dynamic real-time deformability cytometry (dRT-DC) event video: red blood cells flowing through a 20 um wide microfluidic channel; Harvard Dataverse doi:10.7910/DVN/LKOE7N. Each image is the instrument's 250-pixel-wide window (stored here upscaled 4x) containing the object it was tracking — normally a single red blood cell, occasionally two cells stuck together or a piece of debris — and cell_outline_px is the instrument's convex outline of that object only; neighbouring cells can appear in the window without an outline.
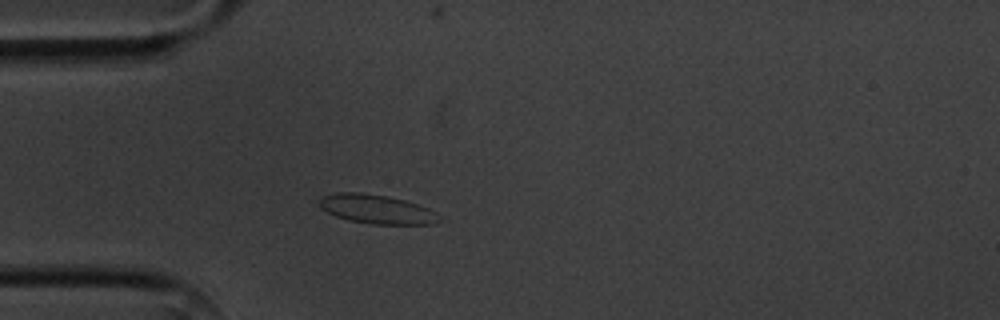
{"species": "common noctule bat (a hibernating species)", "species_latin": "Nyctalus noctula", "temperature_condition": "cold", "stored_images_in_passage": 2, "camera_frame_rate_fps": 3000, "um_per_image_px": 0.085, "animal": {"sex": "male", "body_mass_g": 20.1, "forearm_length_mm": 53.5}, "frame": {"image": 1, "passage_image": 1, "time_ms": 0.0, "image_size_px": [1000, 320], "cell_outline_px": [[444, 220], [432, 224], [372, 224], [348, 220], [336, 216], [320, 208], [320, 200], [324, 196], [336, 192], [360, 192], [384, 196], [404, 200], [428, 208], [436, 212]], "centroid_in_image_um": [32.05, 17.79], "position_along_channel_um": 53.0, "area_um2": 20.17}}